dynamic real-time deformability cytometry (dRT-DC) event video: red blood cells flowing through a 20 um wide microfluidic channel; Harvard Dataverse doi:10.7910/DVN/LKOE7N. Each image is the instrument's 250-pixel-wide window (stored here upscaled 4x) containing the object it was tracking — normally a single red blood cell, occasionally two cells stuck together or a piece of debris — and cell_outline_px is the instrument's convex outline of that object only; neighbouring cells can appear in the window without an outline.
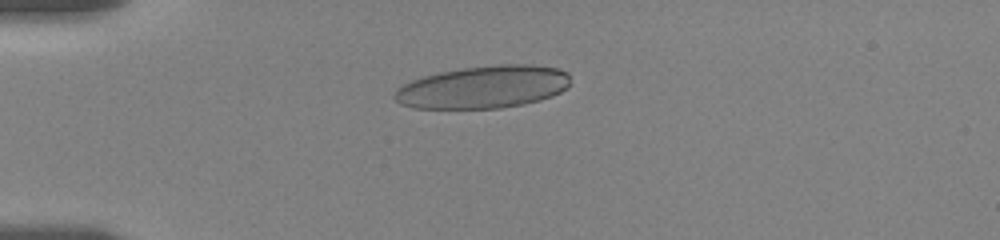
{"species": "human", "species_latin": "Homo sapiens", "temperature_condition": "room temperature", "stored_images_in_passage": 12, "camera_frame_rate_fps": 3000, "um_per_image_px": 0.085, "donor": {"sex": "female"}, "frame": {"image": 1, "passage_image": 6, "time_ms": 1.333, "image_size_px": [1000, 240], "cell_outline_px": [[568, 88], [552, 96], [540, 100], [524, 104], [500, 108], [412, 108], [400, 104], [392, 96], [396, 88], [412, 80], [424, 76], [440, 72], [464, 68], [496, 64], [524, 64], [560, 68], [568, 72]], "centroid_in_image_um": [41.08, 7.4], "position_along_channel_um": 43.9, "area_um2": 43.7}}